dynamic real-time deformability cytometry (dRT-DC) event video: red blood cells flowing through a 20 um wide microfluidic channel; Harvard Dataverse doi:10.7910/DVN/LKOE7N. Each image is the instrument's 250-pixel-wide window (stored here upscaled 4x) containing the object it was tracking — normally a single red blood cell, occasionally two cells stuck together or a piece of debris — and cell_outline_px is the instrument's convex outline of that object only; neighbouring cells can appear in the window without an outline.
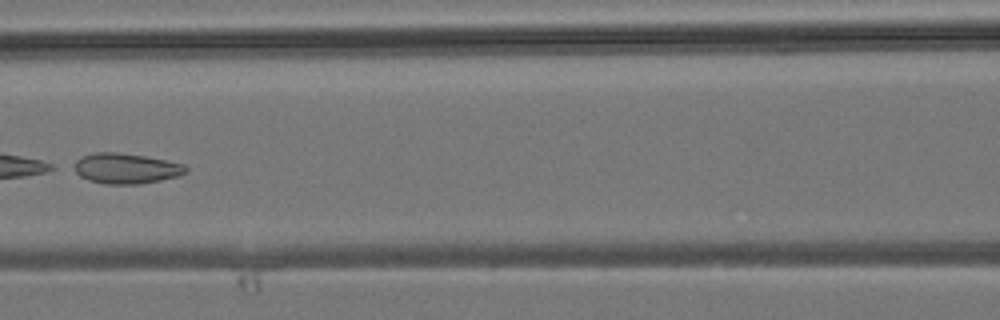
{"species": "common noctule bat (a hibernating species)", "species_latin": "Nyctalus noctula", "temperature_condition": "room temperature", "stored_images_in_passage": 7, "camera_frame_rate_fps": 3000, "um_per_image_px": 0.085, "animal": {"sex": "male", "body_mass_g": 19.2, "forearm_length_mm": 51.8}, "frame": {"image": 1, "passage_image": 7, "time_ms": 7.0, "image_size_px": [1000, 320], "cell_outline_px": [[188, 172], [180, 176], [140, 184], [104, 184], [88, 180], [80, 176], [68, 168], [80, 156], [96, 152], [116, 152], [144, 156], [184, 164], [188, 168]], "centroid_in_image_um": [10.64, 14.32], "position_along_channel_um": 156.0, "area_um2": 20.17}}